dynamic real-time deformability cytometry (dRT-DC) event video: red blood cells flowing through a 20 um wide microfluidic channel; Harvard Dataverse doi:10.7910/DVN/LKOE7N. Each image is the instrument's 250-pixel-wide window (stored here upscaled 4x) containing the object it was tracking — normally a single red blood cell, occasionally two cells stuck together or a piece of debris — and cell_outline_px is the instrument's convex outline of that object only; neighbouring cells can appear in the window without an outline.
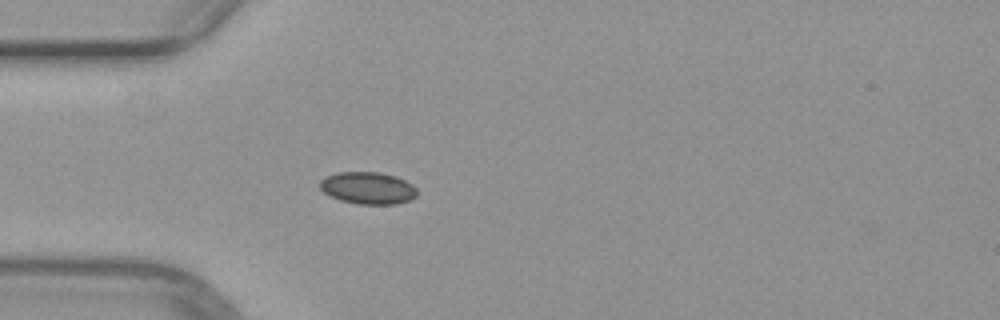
{"species": "common noctule bat (a hibernating species)", "species_latin": "Nyctalus noctula", "temperature_condition": "warm", "stored_images_in_passage": 51, "camera_frame_rate_fps": 3000, "um_per_image_px": 0.085, "animal": {"sex": "female", "body_mass_g": 29.2, "forearm_length_mm": 56.3}, "frame": {"image": 1, "passage_image": 15, "time_ms": 4.667, "image_size_px": [1000, 320], "cell_outline_px": [[416, 196], [412, 200], [396, 204], [356, 204], [340, 200], [324, 192], [320, 188], [320, 180], [324, 176], [336, 172], [380, 172], [396, 176], [412, 184], [416, 188]], "centroid_in_image_um": [31.27, 15.98], "position_along_channel_um": 53.7, "area_um2": 18.32}}
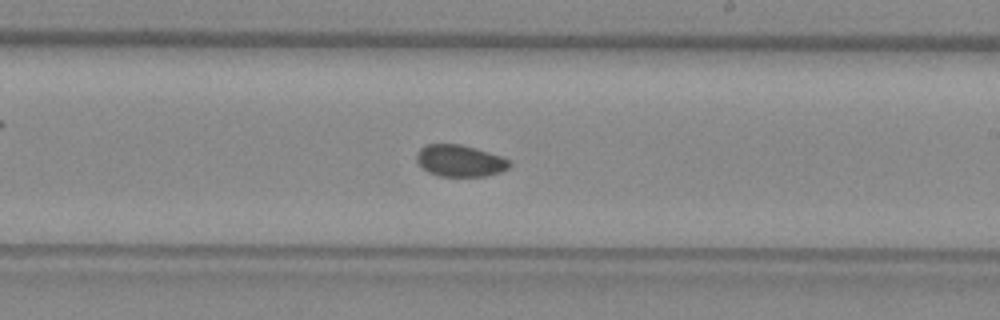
{"frame": {"image": 2, "passage_image": 30, "time_ms": 9.667, "image_size_px": [1000, 320], "cell_outline_px": [[512, 164], [508, 168], [500, 172], [484, 176], [440, 176], [428, 172], [416, 160], [416, 152], [424, 144], [460, 144], [476, 148], [500, 156], [508, 160]], "centroid_in_image_um": [39.07, 13.65], "position_along_channel_um": 249.9, "area_um2": 17.11}}
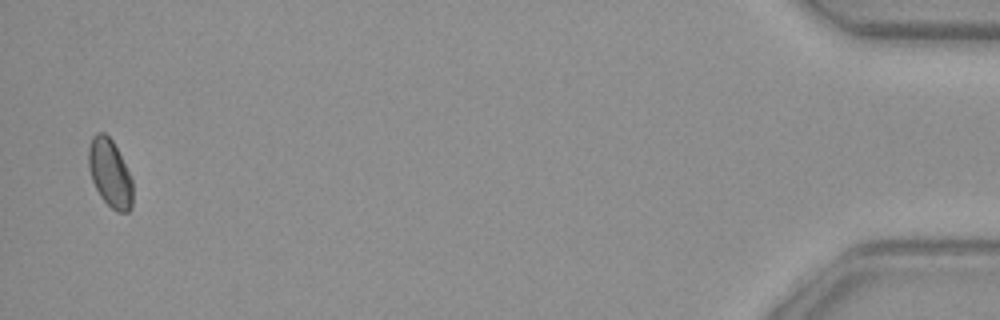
{"frame": {"image": 3, "passage_image": 50, "time_ms": 16.333, "image_size_px": [1000, 320], "cell_outline_px": [[132, 208], [128, 212], [116, 212], [100, 196], [92, 180], [88, 168], [88, 148], [92, 136], [96, 132], [104, 132], [112, 140], [132, 180]], "centroid_in_image_um": [9.32, 14.72], "position_along_channel_um": 425.9, "area_um2": 17.34}}